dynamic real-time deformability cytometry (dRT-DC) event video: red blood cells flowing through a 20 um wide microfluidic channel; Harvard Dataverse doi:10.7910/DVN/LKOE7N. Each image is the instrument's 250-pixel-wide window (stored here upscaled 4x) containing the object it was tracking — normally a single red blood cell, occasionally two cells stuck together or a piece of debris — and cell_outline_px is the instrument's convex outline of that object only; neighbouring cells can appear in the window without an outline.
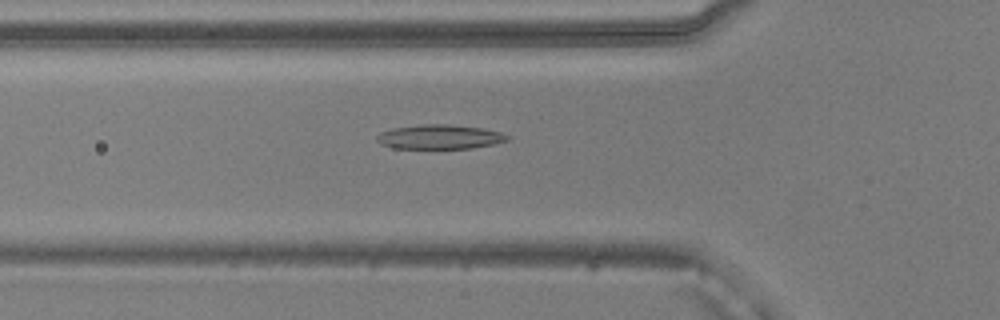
{"species": "common noctule bat (a hibernating species)", "species_latin": "Nyctalus noctula", "temperature_condition": "warm", "stored_images_in_passage": 50, "camera_frame_rate_fps": 3000, "um_per_image_px": 0.085, "animal": {"sex": "male", "body_mass_g": 20.5, "forearm_length_mm": 52.5}, "frame": {"image": 1, "passage_image": 17, "time_ms": 5.333, "image_size_px": [1000, 320], "cell_outline_px": [[508, 140], [492, 144], [472, 148], [392, 148], [380, 144], [376, 140], [376, 136], [380, 132], [392, 128], [424, 124], [448, 124], [484, 128], [500, 132], [508, 136]], "centroid_in_image_um": [37.33, 11.63], "position_along_channel_um": 88.5, "area_um2": 18.5}}
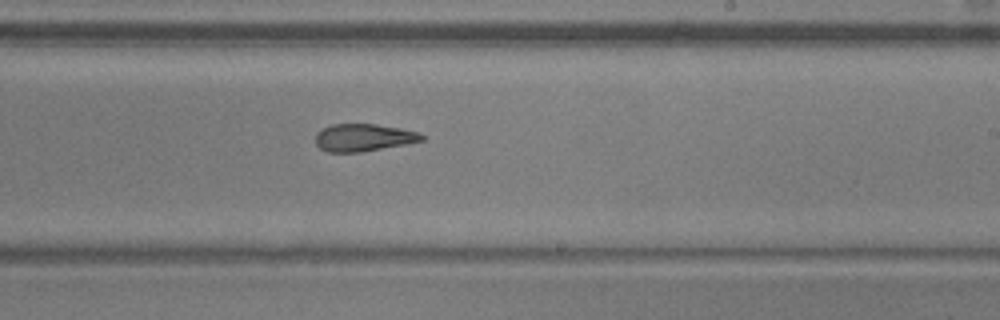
{"frame": {"image": 2, "passage_image": 30, "time_ms": 9.667, "image_size_px": [1000, 320], "cell_outline_px": [[424, 140], [404, 144], [360, 152], [328, 152], [320, 148], [316, 144], [316, 132], [320, 128], [332, 124], [376, 124], [400, 128], [416, 132], [424, 136]], "centroid_in_image_um": [30.84, 11.68], "position_along_channel_um": 258.2, "area_um2": 16.88}}
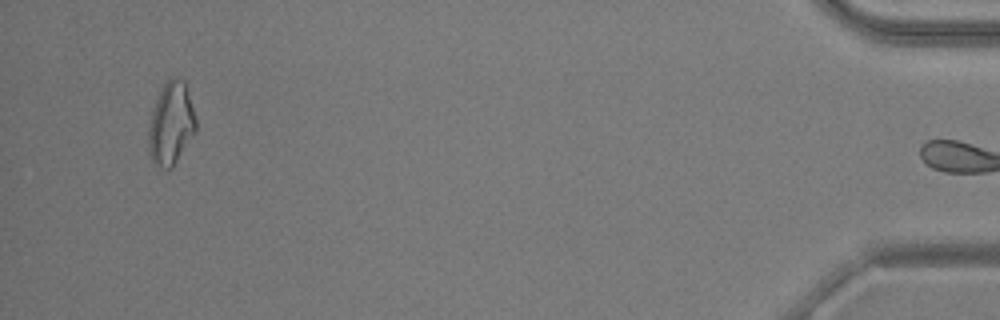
{"frame": {"image": 3, "passage_image": 49, "time_ms": 16.0, "image_size_px": [1000, 320], "cell_outline_px": [[196, 132], [172, 168], [164, 168], [156, 164], [152, 160], [148, 148], [148, 128], [152, 108], [164, 84], [172, 76], [176, 76], [184, 80], [196, 120]], "centroid_in_image_um": [14.53, 10.5], "position_along_channel_um": 420.7, "area_um2": 22.72}, "authors_computed_cell_mechanics": {"area_um2": 19.2185, "velocity_mm_per_s": 3.9017, "shape_relaxation_time_tau1_ms": 3.3809, "shape_relaxation_time_tau2_ms": 2.2421, "deformation_change_tau1": 0.1243, "deformation_change_tau2": 0.1047}}